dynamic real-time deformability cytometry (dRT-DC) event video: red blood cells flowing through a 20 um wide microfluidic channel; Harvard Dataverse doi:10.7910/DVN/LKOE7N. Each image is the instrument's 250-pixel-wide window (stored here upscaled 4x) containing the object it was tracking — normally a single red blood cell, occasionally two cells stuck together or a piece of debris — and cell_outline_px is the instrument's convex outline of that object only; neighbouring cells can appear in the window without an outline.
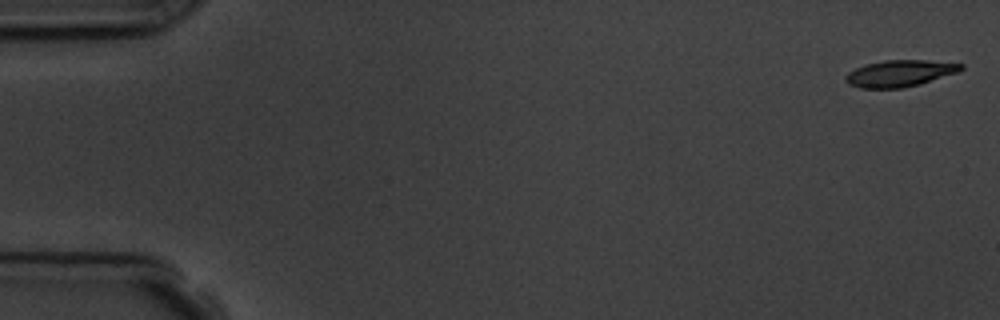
{"species": "common noctule bat (a hibernating species)", "species_latin": "Nyctalus noctula", "temperature_condition": "room temperature", "stored_images_in_passage": 4, "camera_frame_rate_fps": 3000, "um_per_image_px": 0.085, "animal": {"sex": "male", "body_mass_g": 19.5, "forearm_length_mm": 54.6}, "frame": {"image": 1, "passage_image": 1, "time_ms": 0.0, "image_size_px": [1000, 320], "cell_outline_px": [[964, 68], [960, 72], [920, 84], [900, 88], [860, 88], [848, 84], [844, 80], [844, 76], [848, 72], [856, 68], [868, 64], [884, 60], [928, 60], [964, 64]], "centroid_in_image_um": [76.5, 6.24], "position_along_channel_um": 8.5, "area_um2": 17.98}}
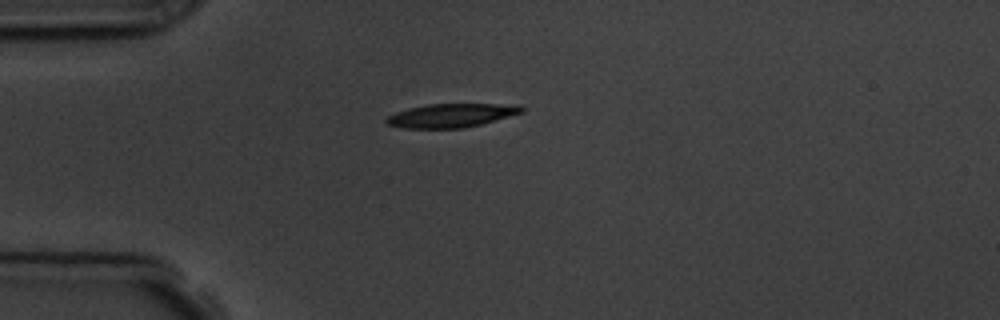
{"frame": {"image": 2, "passage_image": 4, "time_ms": 4.333, "image_size_px": [1000, 320], "cell_outline_px": [[524, 112], [480, 124], [464, 128], [404, 128], [388, 124], [384, 120], [388, 116], [396, 112], [408, 108], [428, 104], [520, 104], [524, 108]], "centroid_in_image_um": [38.37, 9.8], "position_along_channel_um": 46.6, "area_um2": 18.61}}